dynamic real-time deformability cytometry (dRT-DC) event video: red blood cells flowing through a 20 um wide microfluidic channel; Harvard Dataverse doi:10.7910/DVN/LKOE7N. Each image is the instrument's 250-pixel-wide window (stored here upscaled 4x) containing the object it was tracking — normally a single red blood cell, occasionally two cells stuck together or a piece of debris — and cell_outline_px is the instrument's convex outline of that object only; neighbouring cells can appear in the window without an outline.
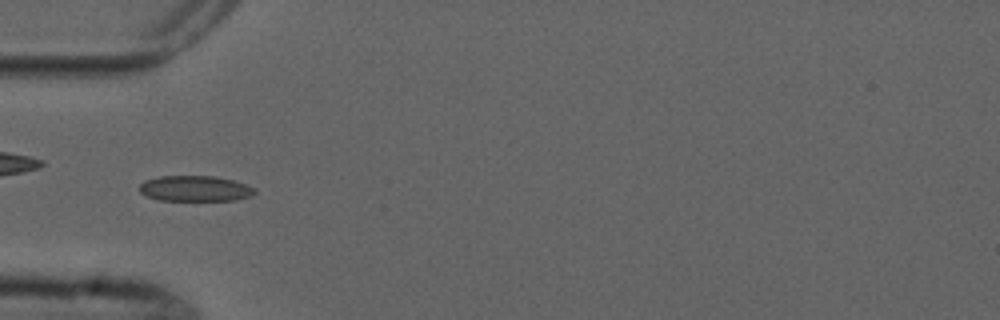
{"species": "common noctule bat (a hibernating species)", "species_latin": "Nyctalus noctula", "temperature_condition": "cold", "stored_images_in_passage": 8, "camera_frame_rate_fps": 3000, "um_per_image_px": 0.085, "animal": {"sex": "male", "forearm_length_mm": 52.5}, "frame": {"image": 1, "passage_image": 4, "time_ms": 3.667, "image_size_px": [1000, 320], "cell_outline_px": [[256, 192], [252, 196], [236, 200], [160, 200], [148, 196], [140, 192], [136, 188], [144, 180], [160, 176], [216, 176], [232, 180], [244, 184], [252, 188]], "centroid_in_image_um": [16.54, 16.02], "position_along_channel_um": 68.5, "area_um2": 17.17}}
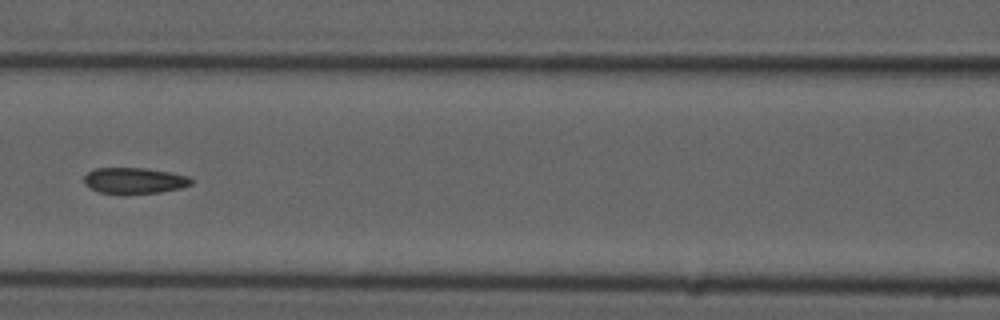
{"frame": {"image": 2, "passage_image": 6, "time_ms": 6.0, "image_size_px": [1000, 320], "cell_outline_px": [[192, 184], [180, 188], [160, 192], [124, 196], [100, 192], [84, 184], [84, 176], [88, 172], [96, 168], [144, 168], [168, 172], [188, 176], [192, 180]], "centroid_in_image_um": [11.39, 15.38], "position_along_channel_um": 155.2, "area_um2": 16.53}}
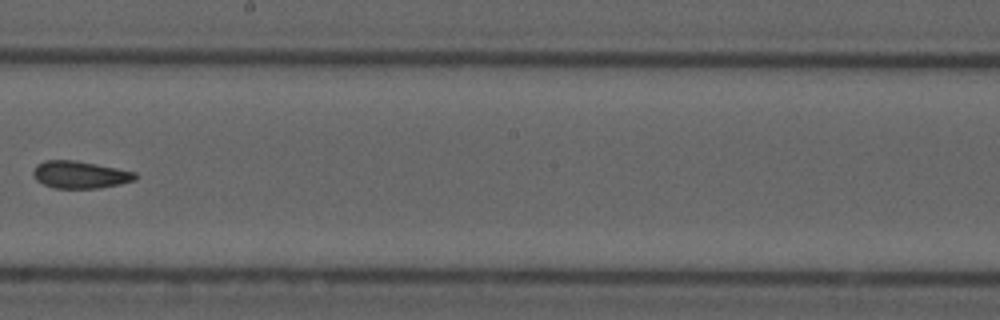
{"frame": {"image": 3, "passage_image": 8, "time_ms": 8.333, "image_size_px": [1000, 320], "cell_outline_px": [[136, 180], [120, 184], [100, 188], [56, 188], [44, 184], [36, 180], [32, 172], [36, 164], [44, 160], [76, 160], [136, 172]], "centroid_in_image_um": [6.79, 14.84], "position_along_channel_um": 241.4, "area_um2": 16.24}}